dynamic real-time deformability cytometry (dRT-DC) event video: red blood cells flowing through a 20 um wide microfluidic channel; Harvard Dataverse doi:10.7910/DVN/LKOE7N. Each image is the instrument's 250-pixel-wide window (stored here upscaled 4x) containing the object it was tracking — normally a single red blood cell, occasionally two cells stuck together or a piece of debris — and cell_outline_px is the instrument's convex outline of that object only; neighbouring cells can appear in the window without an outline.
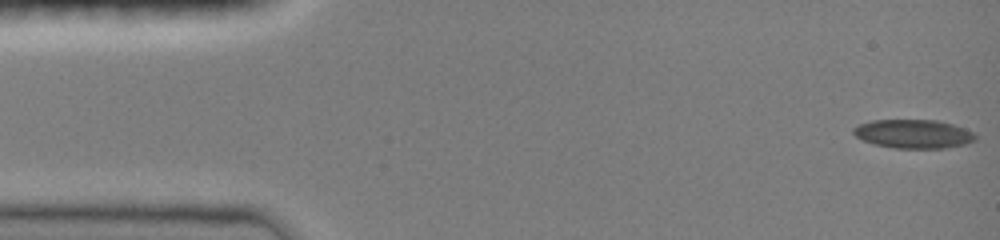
{"species": "common noctule bat (a hibernating species)", "species_latin": "Nyctalus noctula", "temperature_condition": "room temperature", "stored_images_in_passage": 6, "camera_frame_rate_fps": 3000, "um_per_image_px": 0.085, "animal": {"sex": "female", "body_mass_g": 19.0, "forearm_length_mm": 51.5}, "frame": {"image": 1, "passage_image": 1, "time_ms": 0.0, "image_size_px": [1000, 240], "cell_outline_px": [[976, 140], [964, 144], [944, 148], [892, 148], [876, 144], [864, 140], [856, 136], [852, 132], [852, 128], [860, 124], [872, 120], [936, 120], [952, 124], [964, 128], [972, 132], [976, 136]], "centroid_in_image_um": [77.64, 11.38], "position_along_channel_um": 7.4, "area_um2": 20.29}}
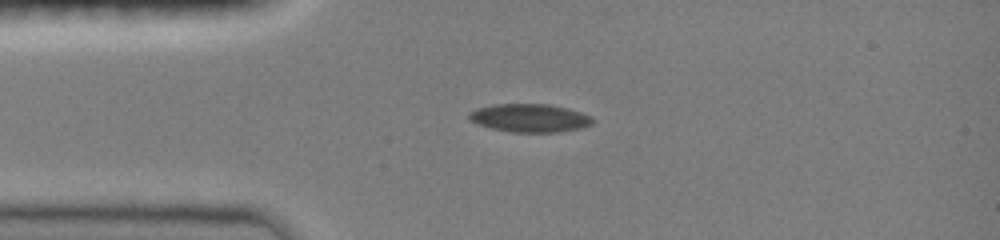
{"frame": {"image": 2, "passage_image": 5, "time_ms": 3.333, "image_size_px": [1000, 240], "cell_outline_px": [[592, 124], [580, 128], [560, 132], [512, 132], [492, 128], [480, 124], [472, 120], [468, 116], [468, 112], [476, 108], [492, 104], [548, 104], [568, 108], [592, 116]], "centroid_in_image_um": [45.03, 10.02], "position_along_channel_um": 40.0, "area_um2": 20.23}}